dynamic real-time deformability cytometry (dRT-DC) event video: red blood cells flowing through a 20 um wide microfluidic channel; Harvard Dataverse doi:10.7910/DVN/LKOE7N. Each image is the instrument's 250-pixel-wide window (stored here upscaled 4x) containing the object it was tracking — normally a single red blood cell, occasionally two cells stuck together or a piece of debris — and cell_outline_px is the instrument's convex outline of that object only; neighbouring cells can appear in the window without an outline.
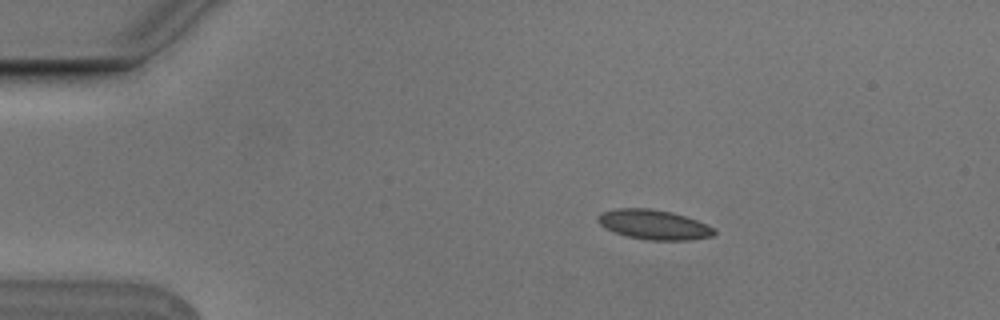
{"species": "Egyptian fruit bat (a non-hibernating species)", "species_latin": "Rousettus aegyptiacus", "temperature_condition": "cold", "stored_images_in_passage": 7, "camera_frame_rate_fps": 3000, "um_per_image_px": 0.085, "animal": {"sex": "male"}, "frame": {"image": 1, "passage_image": 2, "time_ms": 0.333, "image_size_px": [1000, 320], "cell_outline_px": [[716, 232], [712, 236], [688, 240], [648, 240], [628, 236], [604, 228], [596, 220], [596, 216], [600, 212], [616, 208], [648, 208], [672, 212], [696, 220], [716, 228]], "centroid_in_image_um": [55.55, 19.08], "position_along_channel_um": 29.5, "area_um2": 20.17}}
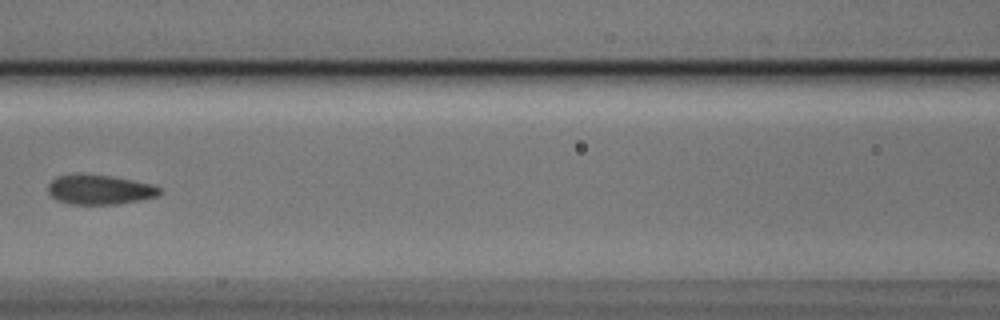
{"frame": {"image": 2, "passage_image": 6, "time_ms": 1.667, "image_size_px": [1000, 320], "cell_outline_px": [[164, 192], [156, 196], [140, 200], [116, 204], [72, 204], [60, 200], [52, 196], [48, 192], [48, 184], [56, 176], [80, 172], [112, 176], [132, 180], [148, 184], [160, 188]], "centroid_in_image_um": [8.44, 16.09], "position_along_channel_um": 158.2, "area_um2": 19.36}}
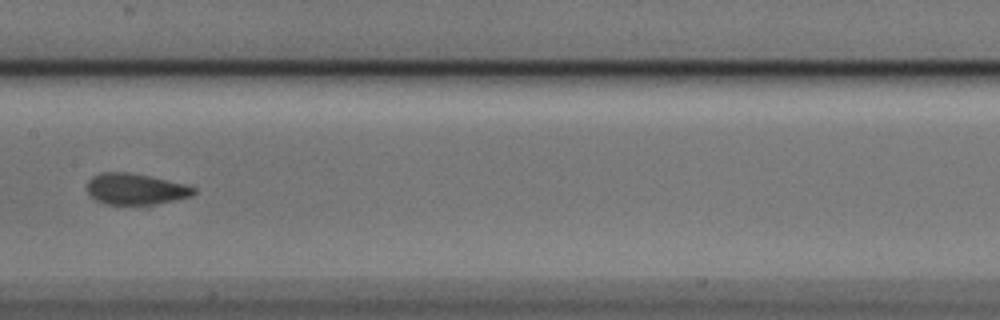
{"frame": {"image": 3, "passage_image": 7, "time_ms": 2.0, "image_size_px": [1000, 320], "cell_outline_px": [[196, 192], [192, 196], [156, 204], [104, 204], [96, 200], [88, 192], [88, 180], [92, 176], [100, 172], [128, 172], [148, 176], [184, 184], [196, 188]], "centroid_in_image_um": [11.51, 16.07], "position_along_channel_um": 195.9, "area_um2": 19.19}}